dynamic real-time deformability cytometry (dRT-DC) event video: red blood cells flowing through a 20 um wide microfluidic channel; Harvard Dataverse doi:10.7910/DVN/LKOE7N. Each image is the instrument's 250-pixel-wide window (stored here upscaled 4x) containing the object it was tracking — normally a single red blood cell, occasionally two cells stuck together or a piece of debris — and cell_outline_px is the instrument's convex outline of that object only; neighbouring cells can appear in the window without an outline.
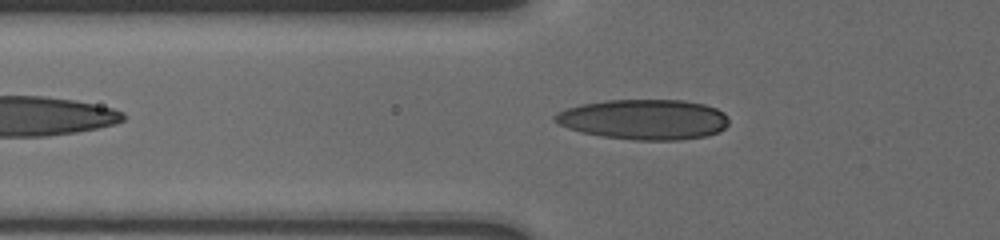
{"species": "human", "species_latin": "Homo sapiens", "temperature_condition": "cold", "stored_images_in_passage": 14, "camera_frame_rate_fps": 3000, "um_per_image_px": 0.085, "donor": {"sex": "male"}, "frame": {"image": 1, "passage_image": 12, "time_ms": 7.0, "image_size_px": [1000, 240], "cell_outline_px": [[728, 124], [720, 132], [704, 136], [680, 140], [632, 140], [600, 136], [580, 132], [568, 128], [552, 120], [552, 116], [568, 108], [580, 104], [608, 100], [684, 100], [704, 104], [716, 108], [724, 112], [728, 116]], "centroid_in_image_um": [54.75, 10.15], "position_along_channel_um": 71.0, "area_um2": 40.98}}